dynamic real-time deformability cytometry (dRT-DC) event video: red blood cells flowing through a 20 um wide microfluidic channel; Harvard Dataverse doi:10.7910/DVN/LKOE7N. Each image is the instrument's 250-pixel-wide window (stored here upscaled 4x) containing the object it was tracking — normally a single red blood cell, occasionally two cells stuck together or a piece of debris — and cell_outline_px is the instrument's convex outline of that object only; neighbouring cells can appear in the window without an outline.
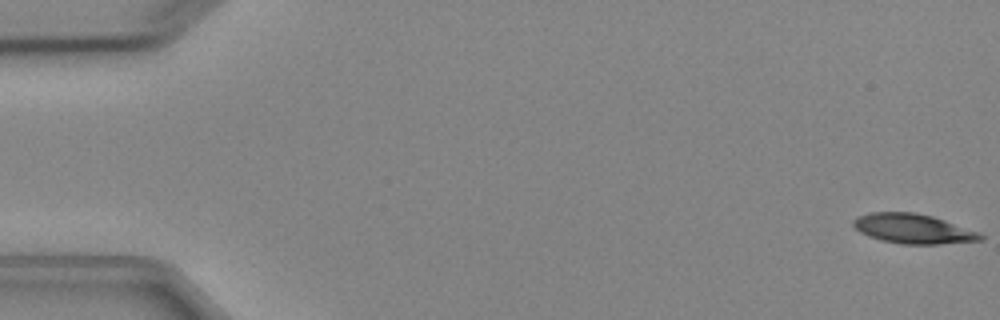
{"species": "Egyptian fruit bat (a non-hibernating species)", "species_latin": "Rousettus aegyptiacus", "temperature_condition": "cold", "stored_images_in_passage": 5, "camera_frame_rate_fps": 3000, "um_per_image_px": 0.085, "animal": {"sex": "female"}, "frame": {"image": 1, "passage_image": 1, "time_ms": 0.0, "image_size_px": [1000, 320], "cell_outline_px": [[984, 240], [940, 244], [900, 244], [880, 240], [868, 236], [860, 232], [852, 224], [852, 220], [856, 216], [872, 212], [912, 212], [932, 216], [980, 232], [984, 236]], "centroid_in_image_um": [77.61, 19.45], "position_along_channel_um": 7.4, "area_um2": 22.08}}
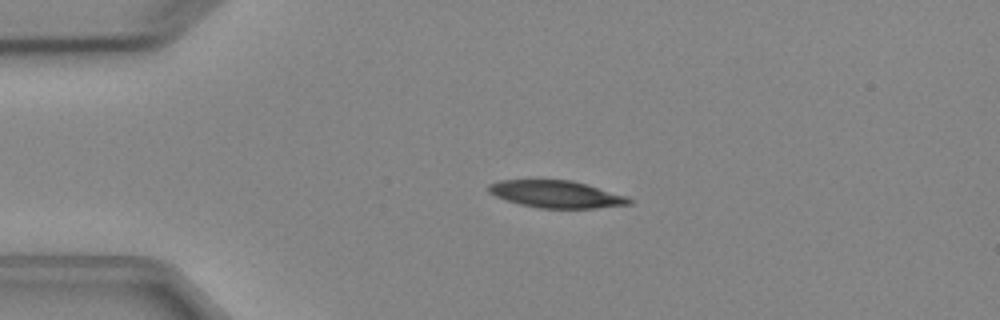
{"frame": {"image": 2, "passage_image": 4, "time_ms": 3.667, "image_size_px": [1000, 320], "cell_outline_px": [[632, 204], [596, 208], [536, 208], [504, 200], [488, 192], [488, 184], [500, 180], [572, 180], [588, 184], [624, 196], [632, 200]], "centroid_in_image_um": [47.25, 16.51], "position_along_channel_um": 37.8, "area_um2": 22.25}}